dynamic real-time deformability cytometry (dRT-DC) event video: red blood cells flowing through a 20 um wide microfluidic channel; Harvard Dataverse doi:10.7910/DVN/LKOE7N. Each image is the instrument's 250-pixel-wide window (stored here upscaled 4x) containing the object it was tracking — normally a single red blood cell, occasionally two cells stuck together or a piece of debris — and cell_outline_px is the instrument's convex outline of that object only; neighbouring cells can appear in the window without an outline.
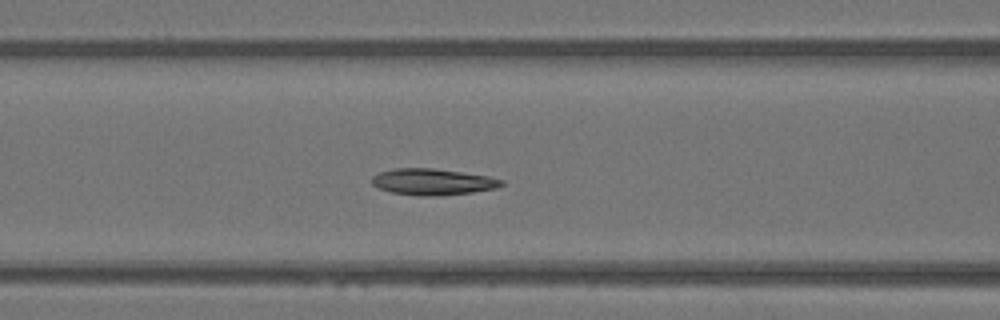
{"species": "Egyptian fruit bat (a non-hibernating species)", "species_latin": "Rousettus aegyptiacus", "temperature_condition": "warm", "stored_images_in_passage": 31, "camera_frame_rate_fps": 3000, "um_per_image_px": 0.085, "animal": {"sex": "female"}, "frame": {"image": 1, "passage_image": 20, "time_ms": 6.333, "image_size_px": [1000, 320], "cell_outline_px": [[504, 184], [496, 188], [472, 192], [432, 196], [420, 196], [392, 192], [380, 188], [372, 184], [372, 176], [380, 172], [392, 168], [432, 168], [488, 176], [504, 180]], "centroid_in_image_um": [36.77, 15.45], "position_along_channel_um": 129.8, "area_um2": 19.71}}